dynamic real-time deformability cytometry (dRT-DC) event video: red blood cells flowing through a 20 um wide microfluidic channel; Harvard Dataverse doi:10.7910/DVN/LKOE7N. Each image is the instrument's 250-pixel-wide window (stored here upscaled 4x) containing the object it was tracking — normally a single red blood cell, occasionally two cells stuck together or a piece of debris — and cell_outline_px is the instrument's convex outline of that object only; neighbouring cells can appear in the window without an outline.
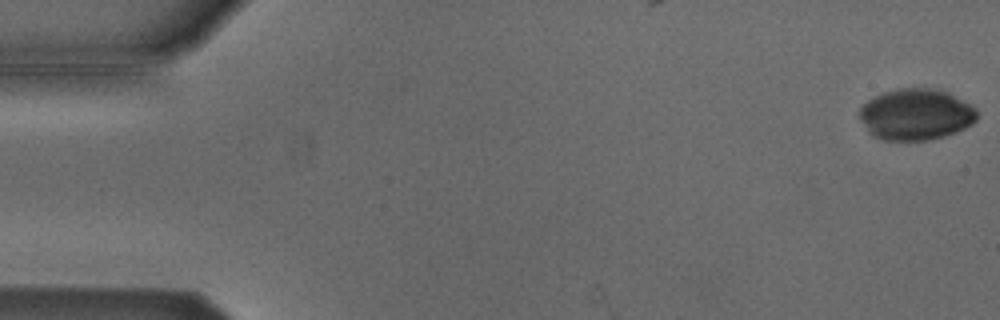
{"species": "Egyptian fruit bat (a non-hibernating species)", "species_latin": "Rousettus aegyptiacus", "temperature_condition": "cold", "stored_images_in_passage": 5, "camera_frame_rate_fps": 3000, "um_per_image_px": 0.085, "animal": {"sex": "male"}, "frame": {"image": 1, "passage_image": 1, "time_ms": 0.0, "image_size_px": [1000, 320], "cell_outline_px": [[976, 120], [972, 124], [956, 132], [944, 136], [928, 140], [884, 140], [872, 136], [868, 132], [860, 120], [860, 108], [868, 100], [884, 92], [900, 88], [940, 88], [948, 92], [976, 108]], "centroid_in_image_um": [77.84, 9.72], "position_along_channel_um": 7.2, "area_um2": 35.14}}